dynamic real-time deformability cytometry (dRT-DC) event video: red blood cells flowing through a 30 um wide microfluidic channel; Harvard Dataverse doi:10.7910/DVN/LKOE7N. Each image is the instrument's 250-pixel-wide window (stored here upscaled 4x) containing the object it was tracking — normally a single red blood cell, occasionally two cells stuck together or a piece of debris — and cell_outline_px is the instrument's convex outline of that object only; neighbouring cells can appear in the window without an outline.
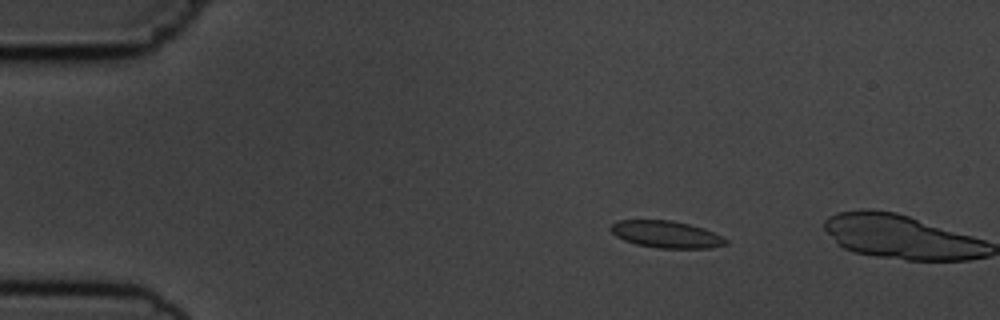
{"species": "common noctule bat (a hibernating species)", "species_latin": "Nyctalus noctula", "temperature_condition": "cold", "stored_images_in_passage": 4, "camera_frame_rate_fps": 3000, "um_per_image_px": 0.085, "animal": {"sex": "male", "body_mass_g": 19.5, "forearm_length_mm": 54.6}, "frame": {"image": 1, "passage_image": 3, "time_ms": 2.333, "image_size_px": [1000, 320], "cell_outline_px": [[728, 244], [708, 248], [656, 248], [636, 244], [624, 240], [616, 236], [608, 228], [612, 224], [620, 220], [672, 220], [704, 228], [728, 240]], "centroid_in_image_um": [56.61, 19.92], "position_along_channel_um": 28.4, "area_um2": 18.03}}